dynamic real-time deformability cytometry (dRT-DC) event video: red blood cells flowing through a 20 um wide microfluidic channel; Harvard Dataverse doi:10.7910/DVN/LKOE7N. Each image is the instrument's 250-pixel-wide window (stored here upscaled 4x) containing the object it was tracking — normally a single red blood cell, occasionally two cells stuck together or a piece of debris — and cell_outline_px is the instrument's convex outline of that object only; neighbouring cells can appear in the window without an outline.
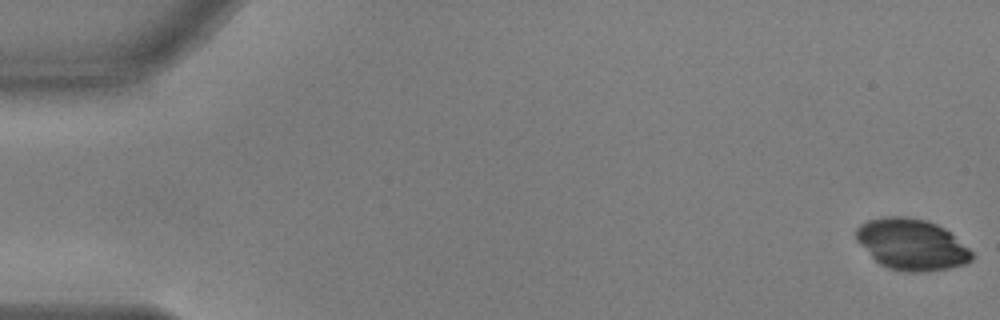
{"species": "common noctule bat (a hibernating species)", "species_latin": "Nyctalus noctula", "temperature_condition": "warm", "stored_images_in_passage": 55, "camera_frame_rate_fps": 3000, "um_per_image_px": 0.085, "animal": {"sex": "male", "body_mass_g": 17.9, "forearm_length_mm": 54.2}, "frame": {"image": 1, "passage_image": 1, "time_ms": 0.0, "image_size_px": [1000, 320], "cell_outline_px": [[972, 260], [964, 264], [948, 268], [924, 272], [908, 272], [888, 268], [880, 264], [856, 240], [856, 228], [860, 224], [868, 220], [884, 216], [908, 216], [928, 220], [944, 228], [968, 248], [972, 252]], "centroid_in_image_um": [77.47, 20.76], "position_along_channel_um": 7.5, "area_um2": 34.33}}